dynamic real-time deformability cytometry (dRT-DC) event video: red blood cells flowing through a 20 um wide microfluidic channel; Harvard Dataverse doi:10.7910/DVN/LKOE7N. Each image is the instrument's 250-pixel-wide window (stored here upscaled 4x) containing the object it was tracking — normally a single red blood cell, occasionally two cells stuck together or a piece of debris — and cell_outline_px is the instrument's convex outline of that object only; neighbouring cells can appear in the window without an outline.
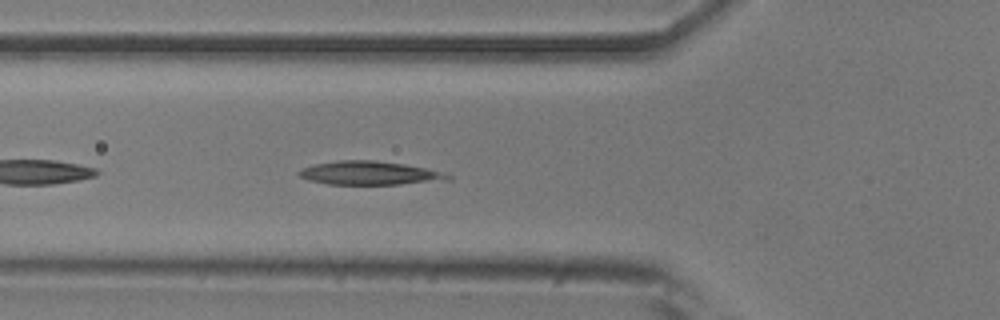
{"species": "common noctule bat (a hibernating species)", "species_latin": "Nyctalus noctula", "temperature_condition": "room temperature", "stored_images_in_passage": 30, "camera_frame_rate_fps": 3000, "um_per_image_px": 0.085, "animal": {"sex": "male", "body_mass_g": 20.5, "forearm_length_mm": 52.5}, "frame": {"image": 1, "passage_image": 5, "time_ms": 1.333, "image_size_px": [1000, 320], "cell_outline_px": [[452, 180], [400, 184], [328, 184], [308, 180], [300, 176], [296, 172], [300, 168], [316, 164], [336, 160], [376, 160], [404, 164], [424, 168], [440, 172], [452, 176]], "centroid_in_image_um": [31.38, 14.71], "position_along_channel_um": 94.4, "area_um2": 20.46}}
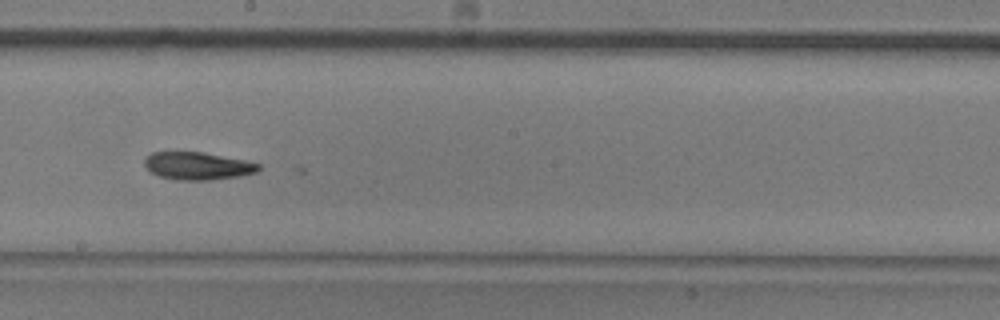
{"frame": {"image": 2, "passage_image": 16, "time_ms": 5.0, "image_size_px": [1000, 320], "cell_outline_px": [[260, 168], [256, 172], [240, 176], [212, 180], [176, 180], [160, 176], [144, 168], [144, 156], [152, 152], [204, 152], [244, 160], [260, 164]], "centroid_in_image_um": [16.76, 14.1], "position_along_channel_um": 231.4, "area_um2": 18.5}}
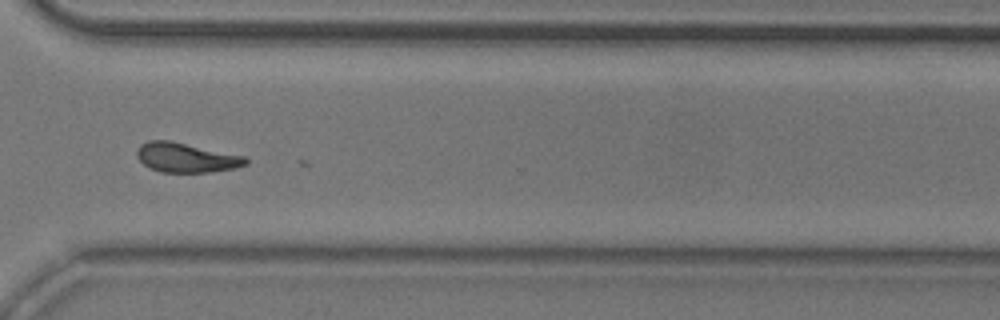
{"frame": {"image": 3, "passage_image": 26, "time_ms": 8.333, "image_size_px": [1000, 320], "cell_outline_px": [[248, 164], [236, 168], [212, 172], [160, 172], [144, 164], [136, 156], [136, 152], [140, 144], [148, 140], [168, 140], [244, 156], [248, 160]], "centroid_in_image_um": [15.82, 13.4], "position_along_channel_um": 354.8, "area_um2": 18.61}}